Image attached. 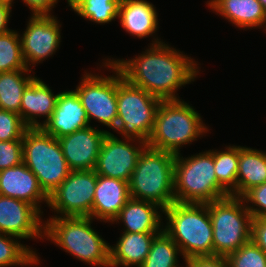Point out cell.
Listing matches in <instances>:
<instances>
[{"instance_id":"13","label":"cell","mask_w":266,"mask_h":267,"mask_svg":"<svg viewBox=\"0 0 266 267\" xmlns=\"http://www.w3.org/2000/svg\"><path fill=\"white\" fill-rule=\"evenodd\" d=\"M60 26L57 17L53 15H31L26 30L20 37L27 68L31 64L34 67L55 54L61 42Z\"/></svg>"},{"instance_id":"8","label":"cell","mask_w":266,"mask_h":267,"mask_svg":"<svg viewBox=\"0 0 266 267\" xmlns=\"http://www.w3.org/2000/svg\"><path fill=\"white\" fill-rule=\"evenodd\" d=\"M161 99L127 82L117 69V121L114 131L123 138L147 143Z\"/></svg>"},{"instance_id":"40","label":"cell","mask_w":266,"mask_h":267,"mask_svg":"<svg viewBox=\"0 0 266 267\" xmlns=\"http://www.w3.org/2000/svg\"><path fill=\"white\" fill-rule=\"evenodd\" d=\"M258 1L262 4L264 10L266 11V0H258Z\"/></svg>"},{"instance_id":"36","label":"cell","mask_w":266,"mask_h":267,"mask_svg":"<svg viewBox=\"0 0 266 267\" xmlns=\"http://www.w3.org/2000/svg\"><path fill=\"white\" fill-rule=\"evenodd\" d=\"M185 267H229L226 257H196L186 260Z\"/></svg>"},{"instance_id":"20","label":"cell","mask_w":266,"mask_h":267,"mask_svg":"<svg viewBox=\"0 0 266 267\" xmlns=\"http://www.w3.org/2000/svg\"><path fill=\"white\" fill-rule=\"evenodd\" d=\"M163 210L156 203L130 197L112 223L122 221L123 233H160Z\"/></svg>"},{"instance_id":"32","label":"cell","mask_w":266,"mask_h":267,"mask_svg":"<svg viewBox=\"0 0 266 267\" xmlns=\"http://www.w3.org/2000/svg\"><path fill=\"white\" fill-rule=\"evenodd\" d=\"M27 129L20 114L0 109V141L22 140Z\"/></svg>"},{"instance_id":"23","label":"cell","mask_w":266,"mask_h":267,"mask_svg":"<svg viewBox=\"0 0 266 267\" xmlns=\"http://www.w3.org/2000/svg\"><path fill=\"white\" fill-rule=\"evenodd\" d=\"M159 233H122L116 245L110 246V267H140Z\"/></svg>"},{"instance_id":"37","label":"cell","mask_w":266,"mask_h":267,"mask_svg":"<svg viewBox=\"0 0 266 267\" xmlns=\"http://www.w3.org/2000/svg\"><path fill=\"white\" fill-rule=\"evenodd\" d=\"M23 2L28 6L32 15H52L51 10L55 7L58 0H23Z\"/></svg>"},{"instance_id":"29","label":"cell","mask_w":266,"mask_h":267,"mask_svg":"<svg viewBox=\"0 0 266 267\" xmlns=\"http://www.w3.org/2000/svg\"><path fill=\"white\" fill-rule=\"evenodd\" d=\"M179 253L178 245L162 230L153 239L150 251L140 267H179Z\"/></svg>"},{"instance_id":"19","label":"cell","mask_w":266,"mask_h":267,"mask_svg":"<svg viewBox=\"0 0 266 267\" xmlns=\"http://www.w3.org/2000/svg\"><path fill=\"white\" fill-rule=\"evenodd\" d=\"M57 94L44 81L35 78L24 90L21 99L20 116L28 128H41L54 112ZM45 117L41 123L38 117ZM39 121V122H38Z\"/></svg>"},{"instance_id":"14","label":"cell","mask_w":266,"mask_h":267,"mask_svg":"<svg viewBox=\"0 0 266 267\" xmlns=\"http://www.w3.org/2000/svg\"><path fill=\"white\" fill-rule=\"evenodd\" d=\"M41 213L31 204L0 195V233L20 239L44 238ZM43 223V224H42Z\"/></svg>"},{"instance_id":"17","label":"cell","mask_w":266,"mask_h":267,"mask_svg":"<svg viewBox=\"0 0 266 267\" xmlns=\"http://www.w3.org/2000/svg\"><path fill=\"white\" fill-rule=\"evenodd\" d=\"M0 195L25 201L40 213H43L40 203H49V196L39 185L37 177L23 162L0 171Z\"/></svg>"},{"instance_id":"7","label":"cell","mask_w":266,"mask_h":267,"mask_svg":"<svg viewBox=\"0 0 266 267\" xmlns=\"http://www.w3.org/2000/svg\"><path fill=\"white\" fill-rule=\"evenodd\" d=\"M23 163L37 177L49 196L72 171L62 153L59 140L42 128H28L22 138Z\"/></svg>"},{"instance_id":"31","label":"cell","mask_w":266,"mask_h":267,"mask_svg":"<svg viewBox=\"0 0 266 267\" xmlns=\"http://www.w3.org/2000/svg\"><path fill=\"white\" fill-rule=\"evenodd\" d=\"M226 259L229 267H266V253L251 240Z\"/></svg>"},{"instance_id":"4","label":"cell","mask_w":266,"mask_h":267,"mask_svg":"<svg viewBox=\"0 0 266 267\" xmlns=\"http://www.w3.org/2000/svg\"><path fill=\"white\" fill-rule=\"evenodd\" d=\"M91 217H50L44 236L85 264L110 267V245L91 227Z\"/></svg>"},{"instance_id":"3","label":"cell","mask_w":266,"mask_h":267,"mask_svg":"<svg viewBox=\"0 0 266 267\" xmlns=\"http://www.w3.org/2000/svg\"><path fill=\"white\" fill-rule=\"evenodd\" d=\"M182 99L162 100L155 115L147 146L180 154L182 145L191 144L208 132L200 114Z\"/></svg>"},{"instance_id":"16","label":"cell","mask_w":266,"mask_h":267,"mask_svg":"<svg viewBox=\"0 0 266 267\" xmlns=\"http://www.w3.org/2000/svg\"><path fill=\"white\" fill-rule=\"evenodd\" d=\"M89 126L85 109L77 93L74 90H66L59 92L54 112L41 128L58 139Z\"/></svg>"},{"instance_id":"27","label":"cell","mask_w":266,"mask_h":267,"mask_svg":"<svg viewBox=\"0 0 266 267\" xmlns=\"http://www.w3.org/2000/svg\"><path fill=\"white\" fill-rule=\"evenodd\" d=\"M121 0H67L70 8L81 17L105 24L118 18Z\"/></svg>"},{"instance_id":"30","label":"cell","mask_w":266,"mask_h":267,"mask_svg":"<svg viewBox=\"0 0 266 267\" xmlns=\"http://www.w3.org/2000/svg\"><path fill=\"white\" fill-rule=\"evenodd\" d=\"M20 37L14 30L0 35V73L31 69L24 62Z\"/></svg>"},{"instance_id":"35","label":"cell","mask_w":266,"mask_h":267,"mask_svg":"<svg viewBox=\"0 0 266 267\" xmlns=\"http://www.w3.org/2000/svg\"><path fill=\"white\" fill-rule=\"evenodd\" d=\"M251 241L266 253V217L252 219Z\"/></svg>"},{"instance_id":"28","label":"cell","mask_w":266,"mask_h":267,"mask_svg":"<svg viewBox=\"0 0 266 267\" xmlns=\"http://www.w3.org/2000/svg\"><path fill=\"white\" fill-rule=\"evenodd\" d=\"M38 258L36 251L21 244L17 237L0 233V267L34 266L40 263Z\"/></svg>"},{"instance_id":"9","label":"cell","mask_w":266,"mask_h":267,"mask_svg":"<svg viewBox=\"0 0 266 267\" xmlns=\"http://www.w3.org/2000/svg\"><path fill=\"white\" fill-rule=\"evenodd\" d=\"M213 225L214 256L228 257L251 240L252 215L242 197L226 196L208 203Z\"/></svg>"},{"instance_id":"25","label":"cell","mask_w":266,"mask_h":267,"mask_svg":"<svg viewBox=\"0 0 266 267\" xmlns=\"http://www.w3.org/2000/svg\"><path fill=\"white\" fill-rule=\"evenodd\" d=\"M30 69L0 73V109L20 114L21 99L25 88L36 78ZM25 74L28 76L25 77Z\"/></svg>"},{"instance_id":"1","label":"cell","mask_w":266,"mask_h":267,"mask_svg":"<svg viewBox=\"0 0 266 267\" xmlns=\"http://www.w3.org/2000/svg\"><path fill=\"white\" fill-rule=\"evenodd\" d=\"M153 39L149 48L135 58L106 61H111L132 85L161 100L179 99L176 90L195 80L199 64L160 38Z\"/></svg>"},{"instance_id":"15","label":"cell","mask_w":266,"mask_h":267,"mask_svg":"<svg viewBox=\"0 0 266 267\" xmlns=\"http://www.w3.org/2000/svg\"><path fill=\"white\" fill-rule=\"evenodd\" d=\"M107 132L109 131L89 126L58 138L62 153L72 171L95 169L101 143Z\"/></svg>"},{"instance_id":"5","label":"cell","mask_w":266,"mask_h":267,"mask_svg":"<svg viewBox=\"0 0 266 267\" xmlns=\"http://www.w3.org/2000/svg\"><path fill=\"white\" fill-rule=\"evenodd\" d=\"M175 158L173 153L146 146L128 182L130 197L156 203L162 209L175 202Z\"/></svg>"},{"instance_id":"2","label":"cell","mask_w":266,"mask_h":267,"mask_svg":"<svg viewBox=\"0 0 266 267\" xmlns=\"http://www.w3.org/2000/svg\"><path fill=\"white\" fill-rule=\"evenodd\" d=\"M163 230L178 245L184 261L214 256L213 225L207 204L173 202L163 210Z\"/></svg>"},{"instance_id":"22","label":"cell","mask_w":266,"mask_h":267,"mask_svg":"<svg viewBox=\"0 0 266 267\" xmlns=\"http://www.w3.org/2000/svg\"><path fill=\"white\" fill-rule=\"evenodd\" d=\"M208 7L239 28L265 27L266 11L258 0H209ZM265 24V25H264Z\"/></svg>"},{"instance_id":"34","label":"cell","mask_w":266,"mask_h":267,"mask_svg":"<svg viewBox=\"0 0 266 267\" xmlns=\"http://www.w3.org/2000/svg\"><path fill=\"white\" fill-rule=\"evenodd\" d=\"M22 162V140L0 141V171Z\"/></svg>"},{"instance_id":"26","label":"cell","mask_w":266,"mask_h":267,"mask_svg":"<svg viewBox=\"0 0 266 267\" xmlns=\"http://www.w3.org/2000/svg\"><path fill=\"white\" fill-rule=\"evenodd\" d=\"M239 146H226L225 150H214V170L218 183L232 196L237 197V172Z\"/></svg>"},{"instance_id":"33","label":"cell","mask_w":266,"mask_h":267,"mask_svg":"<svg viewBox=\"0 0 266 267\" xmlns=\"http://www.w3.org/2000/svg\"><path fill=\"white\" fill-rule=\"evenodd\" d=\"M242 199L253 218L266 217V183L251 188Z\"/></svg>"},{"instance_id":"38","label":"cell","mask_w":266,"mask_h":267,"mask_svg":"<svg viewBox=\"0 0 266 267\" xmlns=\"http://www.w3.org/2000/svg\"><path fill=\"white\" fill-rule=\"evenodd\" d=\"M11 9V5L0 2V35L11 31V29L7 27V23L11 17Z\"/></svg>"},{"instance_id":"24","label":"cell","mask_w":266,"mask_h":267,"mask_svg":"<svg viewBox=\"0 0 266 267\" xmlns=\"http://www.w3.org/2000/svg\"><path fill=\"white\" fill-rule=\"evenodd\" d=\"M266 183V152L239 146L237 197Z\"/></svg>"},{"instance_id":"21","label":"cell","mask_w":266,"mask_h":267,"mask_svg":"<svg viewBox=\"0 0 266 267\" xmlns=\"http://www.w3.org/2000/svg\"><path fill=\"white\" fill-rule=\"evenodd\" d=\"M118 18L123 29L138 38L153 36L159 28L156 8L147 0H121Z\"/></svg>"},{"instance_id":"10","label":"cell","mask_w":266,"mask_h":267,"mask_svg":"<svg viewBox=\"0 0 266 267\" xmlns=\"http://www.w3.org/2000/svg\"><path fill=\"white\" fill-rule=\"evenodd\" d=\"M102 63L111 68L114 75L105 77L86 72L74 91L85 109L89 125L91 119H95L113 130L117 121V67L111 61Z\"/></svg>"},{"instance_id":"39","label":"cell","mask_w":266,"mask_h":267,"mask_svg":"<svg viewBox=\"0 0 266 267\" xmlns=\"http://www.w3.org/2000/svg\"><path fill=\"white\" fill-rule=\"evenodd\" d=\"M0 2H2V3H7V4H9V5H11L12 6V2H13V0H0Z\"/></svg>"},{"instance_id":"11","label":"cell","mask_w":266,"mask_h":267,"mask_svg":"<svg viewBox=\"0 0 266 267\" xmlns=\"http://www.w3.org/2000/svg\"><path fill=\"white\" fill-rule=\"evenodd\" d=\"M96 184L95 170L71 171L49 195L48 207L60 214L54 217H90Z\"/></svg>"},{"instance_id":"12","label":"cell","mask_w":266,"mask_h":267,"mask_svg":"<svg viewBox=\"0 0 266 267\" xmlns=\"http://www.w3.org/2000/svg\"><path fill=\"white\" fill-rule=\"evenodd\" d=\"M123 140L113 133L107 132L101 143L97 164L94 169L97 175L129 182L138 157L147 146V143L126 137ZM133 141H137L135 146Z\"/></svg>"},{"instance_id":"18","label":"cell","mask_w":266,"mask_h":267,"mask_svg":"<svg viewBox=\"0 0 266 267\" xmlns=\"http://www.w3.org/2000/svg\"><path fill=\"white\" fill-rule=\"evenodd\" d=\"M129 198L128 182L97 175V184L90 217L105 223H112Z\"/></svg>"},{"instance_id":"6","label":"cell","mask_w":266,"mask_h":267,"mask_svg":"<svg viewBox=\"0 0 266 267\" xmlns=\"http://www.w3.org/2000/svg\"><path fill=\"white\" fill-rule=\"evenodd\" d=\"M174 165L175 202L207 204L230 194L218 183L214 170V150L183 158Z\"/></svg>"}]
</instances>
